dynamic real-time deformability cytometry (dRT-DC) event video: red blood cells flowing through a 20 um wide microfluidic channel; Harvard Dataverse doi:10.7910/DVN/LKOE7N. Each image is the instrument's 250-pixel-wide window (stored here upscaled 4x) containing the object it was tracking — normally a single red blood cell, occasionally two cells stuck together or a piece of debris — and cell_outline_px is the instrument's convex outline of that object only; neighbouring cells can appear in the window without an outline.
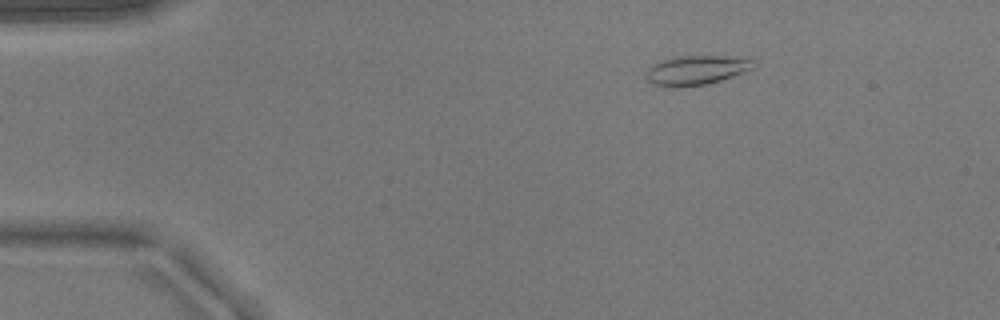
{"species": "common noctule bat (a hibernating species)", "species_latin": "Nyctalus noctula", "temperature_condition": "warm", "stored_images_in_passage": 44, "camera_frame_rate_fps": 3000, "um_per_image_px": 0.085, "animal": {"sex": "male", "body_mass_g": 17.9}, "frame": {"image": 1, "passage_image": 1, "time_ms": 0.0, "image_size_px": [1000, 320], "cell_outline_px": [[756, 68], [720, 80], [704, 84], [676, 88], [652, 84], [644, 76], [644, 72], [652, 64], [672, 56], [724, 56], [752, 60], [756, 64]], "centroid_in_image_um": [59.12, 5.96], "position_along_channel_um": 25.9, "area_um2": 18.5}}
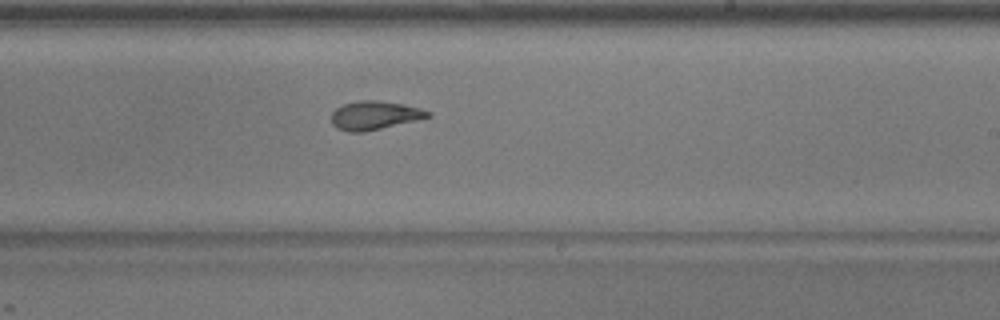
{"frame": {"image": 2, "passage_image": 24, "time_ms": 7.667, "image_size_px": [1000, 320], "cell_outline_px": [[432, 116], [416, 120], [364, 132], [348, 132], [336, 128], [332, 124], [332, 112], [336, 108], [344, 104], [360, 100], [376, 100], [400, 104], [420, 108], [432, 112]], "centroid_in_image_um": [31.82, 9.81], "position_along_channel_um": 257.2, "area_um2": 15.95}}
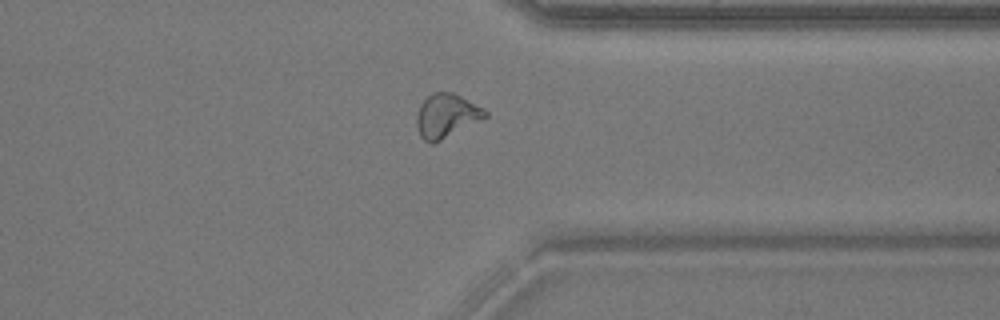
{"frame": {"image": 3, "passage_image": 33, "time_ms": 10.667, "image_size_px": [1000, 320], "cell_outline_px": [[488, 116], [484, 120], [432, 144], [424, 140], [420, 136], [416, 124], [416, 116], [420, 104], [432, 92], [452, 92], [484, 108], [488, 112]], "centroid_in_image_um": [37.97, 9.85], "position_along_channel_um": 373.4, "area_um2": 17.69}}